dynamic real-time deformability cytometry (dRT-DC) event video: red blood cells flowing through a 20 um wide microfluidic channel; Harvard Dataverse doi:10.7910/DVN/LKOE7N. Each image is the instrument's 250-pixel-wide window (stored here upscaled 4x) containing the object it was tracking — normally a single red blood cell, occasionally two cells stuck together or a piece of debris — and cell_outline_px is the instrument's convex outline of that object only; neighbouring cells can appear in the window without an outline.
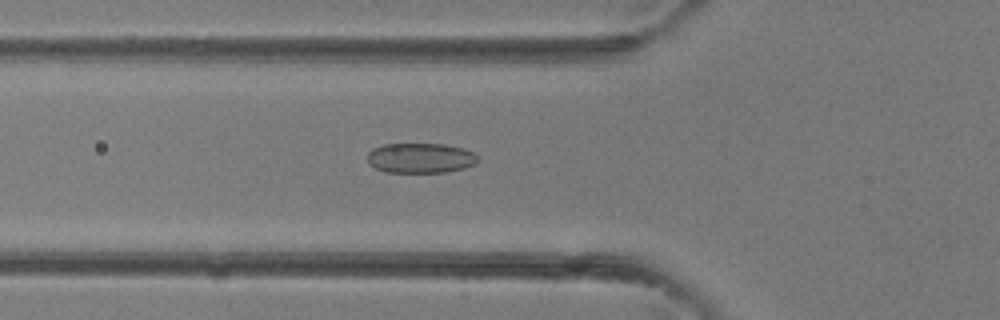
{"species": "common noctule bat (a hibernating species)", "species_latin": "Nyctalus noctula", "temperature_condition": "room temperature", "stored_images_in_passage": 39, "camera_frame_rate_fps": 3000, "um_per_image_px": 0.085, "animal": {"sex": "female"}, "frame": {"image": 1, "passage_image": 14, "time_ms": 4.333, "image_size_px": [1000, 320], "cell_outline_px": [[480, 160], [476, 164], [464, 168], [444, 172], [384, 172], [368, 164], [368, 152], [372, 148], [384, 144], [444, 144], [464, 148], [472, 152]], "centroid_in_image_um": [35.73, 13.43], "position_along_channel_um": 90.1, "area_um2": 19.42}}
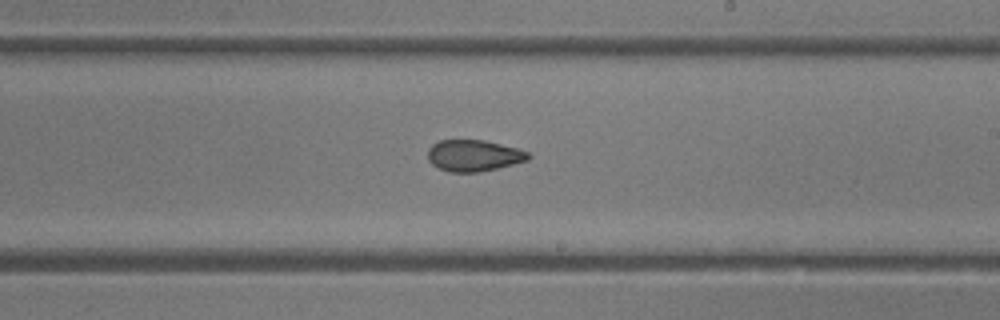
{"frame": {"image": 2, "passage_image": 23, "time_ms": 7.333, "image_size_px": [1000, 320], "cell_outline_px": [[532, 156], [528, 160], [480, 172], [448, 172], [432, 164], [428, 160], [428, 148], [432, 144], [440, 140], [484, 140], [520, 148], [528, 152]], "centroid_in_image_um": [40.28, 13.21], "position_along_channel_um": 248.7, "area_um2": 18.5}}
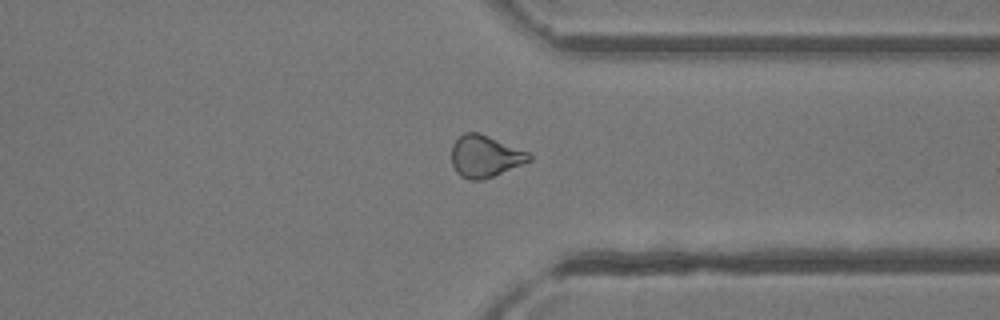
{"frame": {"image": 3, "passage_image": 30, "time_ms": 9.667, "image_size_px": [1000, 320], "cell_outline_px": [[532, 160], [492, 176], [480, 180], [468, 180], [460, 176], [456, 172], [452, 164], [452, 144], [464, 132], [480, 132], [532, 152]], "centroid_in_image_um": [41.25, 13.26], "position_along_channel_um": 370.1, "area_um2": 19.19}}